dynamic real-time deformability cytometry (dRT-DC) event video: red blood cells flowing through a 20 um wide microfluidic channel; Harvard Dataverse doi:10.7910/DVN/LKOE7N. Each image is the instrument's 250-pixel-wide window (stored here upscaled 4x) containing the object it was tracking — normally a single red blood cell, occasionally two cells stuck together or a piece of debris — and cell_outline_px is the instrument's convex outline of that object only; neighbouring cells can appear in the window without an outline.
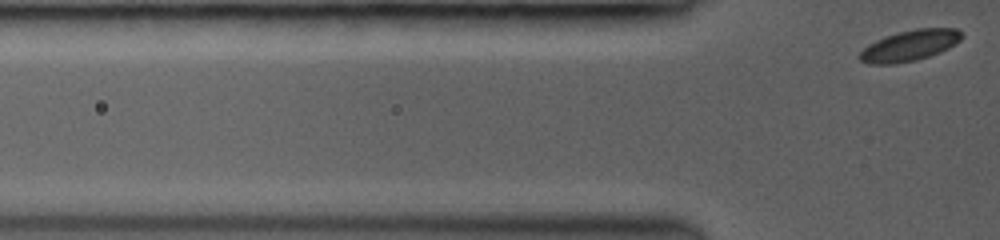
{"species": "common noctule bat (a hibernating species)", "species_latin": "Nyctalus noctula", "temperature_condition": "room temperature", "stored_images_in_passage": 4, "segment_of_instrument_passage": [2, 2], "camera_frame_rate_fps": 3000, "um_per_image_px": 0.085, "animal": {"sex": "female", "body_mass_g": 19.0, "forearm_length_mm": 53.3}, "frame": {"image": 1, "passage_image": 4, "time_ms": 2.667, "image_size_px": [1000, 240], "cell_outline_px": [[964, 36], [956, 44], [940, 52], [916, 60], [892, 64], [868, 64], [860, 60], [856, 56], [868, 44], [876, 40], [896, 32], [916, 28], [956, 28], [964, 32]], "centroid_in_image_um": [77.33, 3.86], "position_along_channel_um": 48.5, "area_um2": 18.55}}